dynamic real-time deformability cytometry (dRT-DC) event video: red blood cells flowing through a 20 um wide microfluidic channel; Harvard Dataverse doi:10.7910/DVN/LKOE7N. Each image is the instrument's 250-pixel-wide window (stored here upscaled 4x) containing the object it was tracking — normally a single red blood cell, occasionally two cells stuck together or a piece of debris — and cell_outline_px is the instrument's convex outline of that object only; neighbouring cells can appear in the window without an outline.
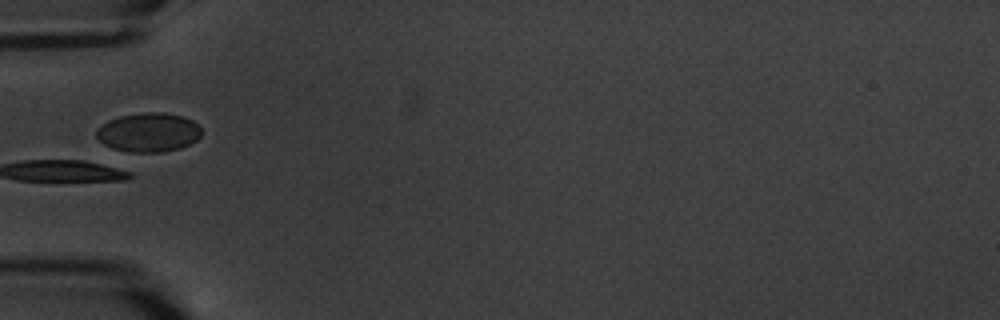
{"species": "common noctule bat (a hibernating species)", "species_latin": "Nyctalus noctula", "temperature_condition": "warm", "stored_images_in_passage": 1, "camera_frame_rate_fps": 3000, "um_per_image_px": 0.085, "animal": {"sex": "male", "body_mass_g": 20.1, "forearm_length_mm": 53.5}, "frame": {"image": 1, "passage_image": 1, "time_ms": 0.0, "image_size_px": [1000, 320], "cell_outline_px": [[200, 136], [196, 140], [180, 148], [164, 152], [128, 152], [112, 148], [104, 144], [96, 136], [96, 128], [100, 124], [108, 120], [120, 116], [144, 112], [160, 112], [180, 116], [192, 120], [200, 128]], "centroid_in_image_um": [12.58, 11.25], "position_along_channel_um": 72.4, "area_um2": 23.87}}